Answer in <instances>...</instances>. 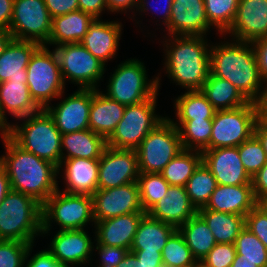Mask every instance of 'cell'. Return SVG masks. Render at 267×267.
<instances>
[{"instance_id": "obj_1", "label": "cell", "mask_w": 267, "mask_h": 267, "mask_svg": "<svg viewBox=\"0 0 267 267\" xmlns=\"http://www.w3.org/2000/svg\"><path fill=\"white\" fill-rule=\"evenodd\" d=\"M6 155L0 157L11 190L29 195L41 205L58 189V167L24 150L8 134H2Z\"/></svg>"}, {"instance_id": "obj_2", "label": "cell", "mask_w": 267, "mask_h": 267, "mask_svg": "<svg viewBox=\"0 0 267 267\" xmlns=\"http://www.w3.org/2000/svg\"><path fill=\"white\" fill-rule=\"evenodd\" d=\"M211 46L210 73L232 83L249 101L257 103L265 89L252 43L236 41ZM262 87V88H260Z\"/></svg>"}, {"instance_id": "obj_3", "label": "cell", "mask_w": 267, "mask_h": 267, "mask_svg": "<svg viewBox=\"0 0 267 267\" xmlns=\"http://www.w3.org/2000/svg\"><path fill=\"white\" fill-rule=\"evenodd\" d=\"M171 37L165 41L166 73L188 91H200L210 74V46L204 35Z\"/></svg>"}, {"instance_id": "obj_4", "label": "cell", "mask_w": 267, "mask_h": 267, "mask_svg": "<svg viewBox=\"0 0 267 267\" xmlns=\"http://www.w3.org/2000/svg\"><path fill=\"white\" fill-rule=\"evenodd\" d=\"M21 126L11 125L8 135L24 150L47 160L58 168L61 165V136L52 116L46 109L28 115ZM26 119V120H25Z\"/></svg>"}, {"instance_id": "obj_5", "label": "cell", "mask_w": 267, "mask_h": 267, "mask_svg": "<svg viewBox=\"0 0 267 267\" xmlns=\"http://www.w3.org/2000/svg\"><path fill=\"white\" fill-rule=\"evenodd\" d=\"M42 232V205L33 197L10 190L0 204V240L34 244Z\"/></svg>"}, {"instance_id": "obj_6", "label": "cell", "mask_w": 267, "mask_h": 267, "mask_svg": "<svg viewBox=\"0 0 267 267\" xmlns=\"http://www.w3.org/2000/svg\"><path fill=\"white\" fill-rule=\"evenodd\" d=\"M26 70L30 96L41 109L64 93L65 83L54 50L51 52L47 46H40L31 56Z\"/></svg>"}, {"instance_id": "obj_7", "label": "cell", "mask_w": 267, "mask_h": 267, "mask_svg": "<svg viewBox=\"0 0 267 267\" xmlns=\"http://www.w3.org/2000/svg\"><path fill=\"white\" fill-rule=\"evenodd\" d=\"M52 219L61 226L60 230L84 229L87 222L95 223L92 196L61 193L58 188L42 204L41 234L50 231Z\"/></svg>"}, {"instance_id": "obj_8", "label": "cell", "mask_w": 267, "mask_h": 267, "mask_svg": "<svg viewBox=\"0 0 267 267\" xmlns=\"http://www.w3.org/2000/svg\"><path fill=\"white\" fill-rule=\"evenodd\" d=\"M144 64L137 60H127L118 65L107 86L108 98L125 106L141 103L152 98L159 86V76L149 81ZM148 80V81H147Z\"/></svg>"}, {"instance_id": "obj_9", "label": "cell", "mask_w": 267, "mask_h": 267, "mask_svg": "<svg viewBox=\"0 0 267 267\" xmlns=\"http://www.w3.org/2000/svg\"><path fill=\"white\" fill-rule=\"evenodd\" d=\"M157 93L150 99L126 106L107 146L117 149H136L142 140L167 117L155 114Z\"/></svg>"}, {"instance_id": "obj_10", "label": "cell", "mask_w": 267, "mask_h": 267, "mask_svg": "<svg viewBox=\"0 0 267 267\" xmlns=\"http://www.w3.org/2000/svg\"><path fill=\"white\" fill-rule=\"evenodd\" d=\"M258 118L257 103L249 102L234 109L216 111L208 149L238 147L254 135Z\"/></svg>"}, {"instance_id": "obj_11", "label": "cell", "mask_w": 267, "mask_h": 267, "mask_svg": "<svg viewBox=\"0 0 267 267\" xmlns=\"http://www.w3.org/2000/svg\"><path fill=\"white\" fill-rule=\"evenodd\" d=\"M182 149L178 129L166 118L135 149L139 172L160 173Z\"/></svg>"}, {"instance_id": "obj_12", "label": "cell", "mask_w": 267, "mask_h": 267, "mask_svg": "<svg viewBox=\"0 0 267 267\" xmlns=\"http://www.w3.org/2000/svg\"><path fill=\"white\" fill-rule=\"evenodd\" d=\"M52 18L44 0H14L9 32L13 39L47 46Z\"/></svg>"}, {"instance_id": "obj_13", "label": "cell", "mask_w": 267, "mask_h": 267, "mask_svg": "<svg viewBox=\"0 0 267 267\" xmlns=\"http://www.w3.org/2000/svg\"><path fill=\"white\" fill-rule=\"evenodd\" d=\"M61 75L80 85V89H97L105 64L94 57L81 43L63 44L55 48Z\"/></svg>"}, {"instance_id": "obj_14", "label": "cell", "mask_w": 267, "mask_h": 267, "mask_svg": "<svg viewBox=\"0 0 267 267\" xmlns=\"http://www.w3.org/2000/svg\"><path fill=\"white\" fill-rule=\"evenodd\" d=\"M139 174L136 150L106 146L99 158L98 189L137 182Z\"/></svg>"}, {"instance_id": "obj_15", "label": "cell", "mask_w": 267, "mask_h": 267, "mask_svg": "<svg viewBox=\"0 0 267 267\" xmlns=\"http://www.w3.org/2000/svg\"><path fill=\"white\" fill-rule=\"evenodd\" d=\"M92 199L95 222L130 213L144 212L137 182L108 189H98L92 195Z\"/></svg>"}, {"instance_id": "obj_16", "label": "cell", "mask_w": 267, "mask_h": 267, "mask_svg": "<svg viewBox=\"0 0 267 267\" xmlns=\"http://www.w3.org/2000/svg\"><path fill=\"white\" fill-rule=\"evenodd\" d=\"M92 103V89H78L56 107L45 109L52 116L62 135L89 129V113Z\"/></svg>"}, {"instance_id": "obj_17", "label": "cell", "mask_w": 267, "mask_h": 267, "mask_svg": "<svg viewBox=\"0 0 267 267\" xmlns=\"http://www.w3.org/2000/svg\"><path fill=\"white\" fill-rule=\"evenodd\" d=\"M202 161L219 185L251 184V177L244 169L238 147L205 150L202 152Z\"/></svg>"}, {"instance_id": "obj_18", "label": "cell", "mask_w": 267, "mask_h": 267, "mask_svg": "<svg viewBox=\"0 0 267 267\" xmlns=\"http://www.w3.org/2000/svg\"><path fill=\"white\" fill-rule=\"evenodd\" d=\"M210 27L204 0H173L166 27L170 36H203Z\"/></svg>"}, {"instance_id": "obj_19", "label": "cell", "mask_w": 267, "mask_h": 267, "mask_svg": "<svg viewBox=\"0 0 267 267\" xmlns=\"http://www.w3.org/2000/svg\"><path fill=\"white\" fill-rule=\"evenodd\" d=\"M226 33L249 43L267 37V0H239L236 17Z\"/></svg>"}, {"instance_id": "obj_20", "label": "cell", "mask_w": 267, "mask_h": 267, "mask_svg": "<svg viewBox=\"0 0 267 267\" xmlns=\"http://www.w3.org/2000/svg\"><path fill=\"white\" fill-rule=\"evenodd\" d=\"M93 242L84 229L59 230L51 241L48 251L61 264H86L91 260ZM90 255V256H89Z\"/></svg>"}, {"instance_id": "obj_21", "label": "cell", "mask_w": 267, "mask_h": 267, "mask_svg": "<svg viewBox=\"0 0 267 267\" xmlns=\"http://www.w3.org/2000/svg\"><path fill=\"white\" fill-rule=\"evenodd\" d=\"M150 217L179 229L198 213L189 200L186 188L170 185L164 198L157 201L147 212Z\"/></svg>"}, {"instance_id": "obj_22", "label": "cell", "mask_w": 267, "mask_h": 267, "mask_svg": "<svg viewBox=\"0 0 267 267\" xmlns=\"http://www.w3.org/2000/svg\"><path fill=\"white\" fill-rule=\"evenodd\" d=\"M146 212H136L95 222L97 244L130 251L135 233Z\"/></svg>"}, {"instance_id": "obj_23", "label": "cell", "mask_w": 267, "mask_h": 267, "mask_svg": "<svg viewBox=\"0 0 267 267\" xmlns=\"http://www.w3.org/2000/svg\"><path fill=\"white\" fill-rule=\"evenodd\" d=\"M257 204L252 184L236 186L218 184L204 208L245 217Z\"/></svg>"}, {"instance_id": "obj_24", "label": "cell", "mask_w": 267, "mask_h": 267, "mask_svg": "<svg viewBox=\"0 0 267 267\" xmlns=\"http://www.w3.org/2000/svg\"><path fill=\"white\" fill-rule=\"evenodd\" d=\"M122 24L95 19L89 26L81 44L102 63L113 58L121 39Z\"/></svg>"}, {"instance_id": "obj_25", "label": "cell", "mask_w": 267, "mask_h": 267, "mask_svg": "<svg viewBox=\"0 0 267 267\" xmlns=\"http://www.w3.org/2000/svg\"><path fill=\"white\" fill-rule=\"evenodd\" d=\"M65 160V161H64ZM64 163L67 189L70 194L93 195L98 190L99 159H61L60 171Z\"/></svg>"}, {"instance_id": "obj_26", "label": "cell", "mask_w": 267, "mask_h": 267, "mask_svg": "<svg viewBox=\"0 0 267 267\" xmlns=\"http://www.w3.org/2000/svg\"><path fill=\"white\" fill-rule=\"evenodd\" d=\"M40 47L31 41L12 39L0 56V83L27 81V66L31 56Z\"/></svg>"}, {"instance_id": "obj_27", "label": "cell", "mask_w": 267, "mask_h": 267, "mask_svg": "<svg viewBox=\"0 0 267 267\" xmlns=\"http://www.w3.org/2000/svg\"><path fill=\"white\" fill-rule=\"evenodd\" d=\"M125 107V105L108 98L98 89H92L89 129L107 140L121 121Z\"/></svg>"}, {"instance_id": "obj_28", "label": "cell", "mask_w": 267, "mask_h": 267, "mask_svg": "<svg viewBox=\"0 0 267 267\" xmlns=\"http://www.w3.org/2000/svg\"><path fill=\"white\" fill-rule=\"evenodd\" d=\"M95 18L81 10L52 18L50 38L47 44L57 46L80 43Z\"/></svg>"}, {"instance_id": "obj_29", "label": "cell", "mask_w": 267, "mask_h": 267, "mask_svg": "<svg viewBox=\"0 0 267 267\" xmlns=\"http://www.w3.org/2000/svg\"><path fill=\"white\" fill-rule=\"evenodd\" d=\"M177 229L172 225L150 217H142L130 251L161 252L167 240Z\"/></svg>"}, {"instance_id": "obj_30", "label": "cell", "mask_w": 267, "mask_h": 267, "mask_svg": "<svg viewBox=\"0 0 267 267\" xmlns=\"http://www.w3.org/2000/svg\"><path fill=\"white\" fill-rule=\"evenodd\" d=\"M40 109L31 98L26 82L6 81L0 83V112L5 120H7L5 110L19 119L36 113Z\"/></svg>"}, {"instance_id": "obj_31", "label": "cell", "mask_w": 267, "mask_h": 267, "mask_svg": "<svg viewBox=\"0 0 267 267\" xmlns=\"http://www.w3.org/2000/svg\"><path fill=\"white\" fill-rule=\"evenodd\" d=\"M106 146L107 140L90 129L65 134L61 136V159H99ZM64 148L68 155L63 153Z\"/></svg>"}, {"instance_id": "obj_32", "label": "cell", "mask_w": 267, "mask_h": 267, "mask_svg": "<svg viewBox=\"0 0 267 267\" xmlns=\"http://www.w3.org/2000/svg\"><path fill=\"white\" fill-rule=\"evenodd\" d=\"M200 91L216 111L234 109L249 103L232 83L211 73Z\"/></svg>"}, {"instance_id": "obj_33", "label": "cell", "mask_w": 267, "mask_h": 267, "mask_svg": "<svg viewBox=\"0 0 267 267\" xmlns=\"http://www.w3.org/2000/svg\"><path fill=\"white\" fill-rule=\"evenodd\" d=\"M198 214L205 220L214 235L216 243L234 244L240 231L245 227V217L200 208Z\"/></svg>"}, {"instance_id": "obj_34", "label": "cell", "mask_w": 267, "mask_h": 267, "mask_svg": "<svg viewBox=\"0 0 267 267\" xmlns=\"http://www.w3.org/2000/svg\"><path fill=\"white\" fill-rule=\"evenodd\" d=\"M197 262H201L216 241L205 220L197 213L179 229Z\"/></svg>"}, {"instance_id": "obj_35", "label": "cell", "mask_w": 267, "mask_h": 267, "mask_svg": "<svg viewBox=\"0 0 267 267\" xmlns=\"http://www.w3.org/2000/svg\"><path fill=\"white\" fill-rule=\"evenodd\" d=\"M195 152V153H194ZM182 149L160 172L169 185L185 187L202 162V152Z\"/></svg>"}, {"instance_id": "obj_36", "label": "cell", "mask_w": 267, "mask_h": 267, "mask_svg": "<svg viewBox=\"0 0 267 267\" xmlns=\"http://www.w3.org/2000/svg\"><path fill=\"white\" fill-rule=\"evenodd\" d=\"M170 120L180 133L183 149L200 152L208 150L212 133V119L179 120L180 124Z\"/></svg>"}, {"instance_id": "obj_37", "label": "cell", "mask_w": 267, "mask_h": 267, "mask_svg": "<svg viewBox=\"0 0 267 267\" xmlns=\"http://www.w3.org/2000/svg\"><path fill=\"white\" fill-rule=\"evenodd\" d=\"M217 186L215 177L202 161L187 181L185 188L189 200L198 210L206 206Z\"/></svg>"}, {"instance_id": "obj_38", "label": "cell", "mask_w": 267, "mask_h": 267, "mask_svg": "<svg viewBox=\"0 0 267 267\" xmlns=\"http://www.w3.org/2000/svg\"><path fill=\"white\" fill-rule=\"evenodd\" d=\"M178 120L213 119L216 110L201 91H187L175 99Z\"/></svg>"}, {"instance_id": "obj_39", "label": "cell", "mask_w": 267, "mask_h": 267, "mask_svg": "<svg viewBox=\"0 0 267 267\" xmlns=\"http://www.w3.org/2000/svg\"><path fill=\"white\" fill-rule=\"evenodd\" d=\"M161 255L163 264L170 267H192L197 263L178 229L167 240Z\"/></svg>"}, {"instance_id": "obj_40", "label": "cell", "mask_w": 267, "mask_h": 267, "mask_svg": "<svg viewBox=\"0 0 267 267\" xmlns=\"http://www.w3.org/2000/svg\"><path fill=\"white\" fill-rule=\"evenodd\" d=\"M204 4L210 26L225 34L236 17L239 0H204Z\"/></svg>"}, {"instance_id": "obj_41", "label": "cell", "mask_w": 267, "mask_h": 267, "mask_svg": "<svg viewBox=\"0 0 267 267\" xmlns=\"http://www.w3.org/2000/svg\"><path fill=\"white\" fill-rule=\"evenodd\" d=\"M240 260H249L258 267H267V248L246 226L234 242Z\"/></svg>"}, {"instance_id": "obj_42", "label": "cell", "mask_w": 267, "mask_h": 267, "mask_svg": "<svg viewBox=\"0 0 267 267\" xmlns=\"http://www.w3.org/2000/svg\"><path fill=\"white\" fill-rule=\"evenodd\" d=\"M137 183L144 212L164 198L170 186L160 173H140Z\"/></svg>"}, {"instance_id": "obj_43", "label": "cell", "mask_w": 267, "mask_h": 267, "mask_svg": "<svg viewBox=\"0 0 267 267\" xmlns=\"http://www.w3.org/2000/svg\"><path fill=\"white\" fill-rule=\"evenodd\" d=\"M245 171L253 177L266 163L267 155L259 139L253 135L238 146Z\"/></svg>"}, {"instance_id": "obj_44", "label": "cell", "mask_w": 267, "mask_h": 267, "mask_svg": "<svg viewBox=\"0 0 267 267\" xmlns=\"http://www.w3.org/2000/svg\"><path fill=\"white\" fill-rule=\"evenodd\" d=\"M32 247L18 240H0V267H23Z\"/></svg>"}, {"instance_id": "obj_45", "label": "cell", "mask_w": 267, "mask_h": 267, "mask_svg": "<svg viewBox=\"0 0 267 267\" xmlns=\"http://www.w3.org/2000/svg\"><path fill=\"white\" fill-rule=\"evenodd\" d=\"M236 255L234 244L216 243L201 262L206 267H230Z\"/></svg>"}, {"instance_id": "obj_46", "label": "cell", "mask_w": 267, "mask_h": 267, "mask_svg": "<svg viewBox=\"0 0 267 267\" xmlns=\"http://www.w3.org/2000/svg\"><path fill=\"white\" fill-rule=\"evenodd\" d=\"M245 226L255 234L267 248V210L260 203L245 216Z\"/></svg>"}, {"instance_id": "obj_47", "label": "cell", "mask_w": 267, "mask_h": 267, "mask_svg": "<svg viewBox=\"0 0 267 267\" xmlns=\"http://www.w3.org/2000/svg\"><path fill=\"white\" fill-rule=\"evenodd\" d=\"M96 250H99L101 256L100 266L98 267H116L129 251L121 247L100 245L97 243Z\"/></svg>"}, {"instance_id": "obj_48", "label": "cell", "mask_w": 267, "mask_h": 267, "mask_svg": "<svg viewBox=\"0 0 267 267\" xmlns=\"http://www.w3.org/2000/svg\"><path fill=\"white\" fill-rule=\"evenodd\" d=\"M51 18L79 9L78 0H44Z\"/></svg>"}, {"instance_id": "obj_49", "label": "cell", "mask_w": 267, "mask_h": 267, "mask_svg": "<svg viewBox=\"0 0 267 267\" xmlns=\"http://www.w3.org/2000/svg\"><path fill=\"white\" fill-rule=\"evenodd\" d=\"M251 184L255 200L258 203L267 198V163L251 177Z\"/></svg>"}, {"instance_id": "obj_50", "label": "cell", "mask_w": 267, "mask_h": 267, "mask_svg": "<svg viewBox=\"0 0 267 267\" xmlns=\"http://www.w3.org/2000/svg\"><path fill=\"white\" fill-rule=\"evenodd\" d=\"M255 49L259 73L264 83L267 84V37L252 42Z\"/></svg>"}, {"instance_id": "obj_51", "label": "cell", "mask_w": 267, "mask_h": 267, "mask_svg": "<svg viewBox=\"0 0 267 267\" xmlns=\"http://www.w3.org/2000/svg\"><path fill=\"white\" fill-rule=\"evenodd\" d=\"M148 3L147 0H106L107 10L111 12H119L120 10L127 12L126 9L132 10L133 7L137 8L136 11L140 9L139 11L144 12L148 10V5H146Z\"/></svg>"}, {"instance_id": "obj_52", "label": "cell", "mask_w": 267, "mask_h": 267, "mask_svg": "<svg viewBox=\"0 0 267 267\" xmlns=\"http://www.w3.org/2000/svg\"><path fill=\"white\" fill-rule=\"evenodd\" d=\"M26 267H67L61 265L48 250L39 251L27 262Z\"/></svg>"}, {"instance_id": "obj_53", "label": "cell", "mask_w": 267, "mask_h": 267, "mask_svg": "<svg viewBox=\"0 0 267 267\" xmlns=\"http://www.w3.org/2000/svg\"><path fill=\"white\" fill-rule=\"evenodd\" d=\"M79 10L99 19L101 12L107 8L106 0H78Z\"/></svg>"}, {"instance_id": "obj_54", "label": "cell", "mask_w": 267, "mask_h": 267, "mask_svg": "<svg viewBox=\"0 0 267 267\" xmlns=\"http://www.w3.org/2000/svg\"><path fill=\"white\" fill-rule=\"evenodd\" d=\"M144 267H159L163 264L161 252L131 251Z\"/></svg>"}, {"instance_id": "obj_55", "label": "cell", "mask_w": 267, "mask_h": 267, "mask_svg": "<svg viewBox=\"0 0 267 267\" xmlns=\"http://www.w3.org/2000/svg\"><path fill=\"white\" fill-rule=\"evenodd\" d=\"M14 0H0V30H9Z\"/></svg>"}, {"instance_id": "obj_56", "label": "cell", "mask_w": 267, "mask_h": 267, "mask_svg": "<svg viewBox=\"0 0 267 267\" xmlns=\"http://www.w3.org/2000/svg\"><path fill=\"white\" fill-rule=\"evenodd\" d=\"M11 190L10 180L5 167L0 163V204Z\"/></svg>"}, {"instance_id": "obj_57", "label": "cell", "mask_w": 267, "mask_h": 267, "mask_svg": "<svg viewBox=\"0 0 267 267\" xmlns=\"http://www.w3.org/2000/svg\"><path fill=\"white\" fill-rule=\"evenodd\" d=\"M265 85V89L262 90L261 97L257 102V107L259 120L267 124V84Z\"/></svg>"}, {"instance_id": "obj_58", "label": "cell", "mask_w": 267, "mask_h": 267, "mask_svg": "<svg viewBox=\"0 0 267 267\" xmlns=\"http://www.w3.org/2000/svg\"><path fill=\"white\" fill-rule=\"evenodd\" d=\"M254 135L261 142L263 149L265 150L267 155V124L258 120L255 125Z\"/></svg>"}, {"instance_id": "obj_59", "label": "cell", "mask_w": 267, "mask_h": 267, "mask_svg": "<svg viewBox=\"0 0 267 267\" xmlns=\"http://www.w3.org/2000/svg\"><path fill=\"white\" fill-rule=\"evenodd\" d=\"M116 267H144L141 262H139L135 254L128 251L124 259Z\"/></svg>"}, {"instance_id": "obj_60", "label": "cell", "mask_w": 267, "mask_h": 267, "mask_svg": "<svg viewBox=\"0 0 267 267\" xmlns=\"http://www.w3.org/2000/svg\"><path fill=\"white\" fill-rule=\"evenodd\" d=\"M12 39V34L8 30H0V56Z\"/></svg>"}, {"instance_id": "obj_61", "label": "cell", "mask_w": 267, "mask_h": 267, "mask_svg": "<svg viewBox=\"0 0 267 267\" xmlns=\"http://www.w3.org/2000/svg\"><path fill=\"white\" fill-rule=\"evenodd\" d=\"M158 1V0H157ZM161 2V1H160ZM164 2H165V7H164V9H163V7L162 8H160V9H162V12L164 13V15H163V17L162 18H164V20L162 21V22H164V25H165V27L168 25V23H169V20H170V12H171V8H172V2H173V0H164ZM151 6V5H150ZM161 7V6H160ZM153 8V7H152ZM159 9V10H160ZM161 11V10H160ZM161 14V13H160Z\"/></svg>"}, {"instance_id": "obj_62", "label": "cell", "mask_w": 267, "mask_h": 267, "mask_svg": "<svg viewBox=\"0 0 267 267\" xmlns=\"http://www.w3.org/2000/svg\"><path fill=\"white\" fill-rule=\"evenodd\" d=\"M230 267H258L254 262L249 260H240V255H236Z\"/></svg>"}, {"instance_id": "obj_63", "label": "cell", "mask_w": 267, "mask_h": 267, "mask_svg": "<svg viewBox=\"0 0 267 267\" xmlns=\"http://www.w3.org/2000/svg\"><path fill=\"white\" fill-rule=\"evenodd\" d=\"M10 124L7 123V121L2 117V114L0 112V131H1V135L2 134H8L9 130H10Z\"/></svg>"}, {"instance_id": "obj_64", "label": "cell", "mask_w": 267, "mask_h": 267, "mask_svg": "<svg viewBox=\"0 0 267 267\" xmlns=\"http://www.w3.org/2000/svg\"><path fill=\"white\" fill-rule=\"evenodd\" d=\"M260 204L267 210V198H265L264 200H262L260 202Z\"/></svg>"}, {"instance_id": "obj_65", "label": "cell", "mask_w": 267, "mask_h": 267, "mask_svg": "<svg viewBox=\"0 0 267 267\" xmlns=\"http://www.w3.org/2000/svg\"><path fill=\"white\" fill-rule=\"evenodd\" d=\"M192 267H206L202 262H197L195 265Z\"/></svg>"}, {"instance_id": "obj_66", "label": "cell", "mask_w": 267, "mask_h": 267, "mask_svg": "<svg viewBox=\"0 0 267 267\" xmlns=\"http://www.w3.org/2000/svg\"><path fill=\"white\" fill-rule=\"evenodd\" d=\"M159 267H170V266L165 265V264H161Z\"/></svg>"}]
</instances>
